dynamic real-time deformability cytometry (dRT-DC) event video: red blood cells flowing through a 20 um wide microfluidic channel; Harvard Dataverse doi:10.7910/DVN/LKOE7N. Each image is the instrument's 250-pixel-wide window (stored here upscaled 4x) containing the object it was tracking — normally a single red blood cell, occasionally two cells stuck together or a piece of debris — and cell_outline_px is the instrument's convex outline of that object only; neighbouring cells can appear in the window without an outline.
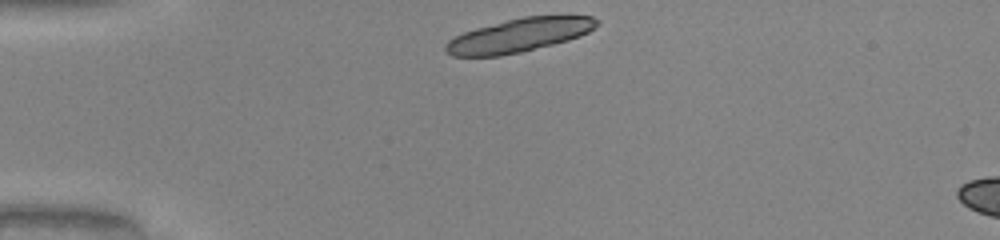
{"species": "common noctule bat (a hibernating species)", "species_latin": "Nyctalus noctula", "temperature_condition": "warm", "stored_images_in_passage": 31, "camera_frame_rate_fps": 3000, "um_per_image_px": 0.085, "animal": {"sex": "male", "body_mass_g": 20.0, "forearm_length_mm": 53.3}, "frame": {"image": 1, "passage_image": 1, "time_ms": 0.0, "image_size_px": [1000, 240], "cell_outline_px": [[600, 24], [588, 32], [580, 36], [568, 40], [520, 52], [500, 56], [452, 56], [444, 48], [444, 44], [448, 40], [464, 32], [476, 28], [524, 16], [592, 16], [600, 20]], "centroid_in_image_um": [44.14, 2.99], "position_along_channel_um": 40.9, "area_um2": 29.36}, "authors_computed_cell_mechanics": {"area_um2": 18.3804, "velocity_mm_per_s": 4.0591, "shape_relaxation_time_tau1_ms": 2.2476, "shape_relaxation_time_tau2_ms": null, "deformation_change_tau1": 0.1184, "deformation_change_tau2": null}}